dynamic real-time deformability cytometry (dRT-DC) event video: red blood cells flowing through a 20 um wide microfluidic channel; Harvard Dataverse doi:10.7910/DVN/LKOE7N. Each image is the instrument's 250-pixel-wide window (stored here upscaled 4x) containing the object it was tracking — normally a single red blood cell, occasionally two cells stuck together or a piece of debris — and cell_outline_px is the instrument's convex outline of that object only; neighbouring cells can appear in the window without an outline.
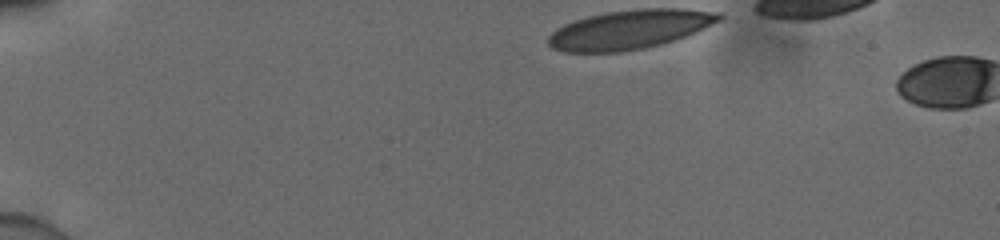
{"species": "human", "species_latin": "Homo sapiens", "temperature_condition": "cold", "stored_images_in_passage": 2, "camera_frame_rate_fps": 3000, "um_per_image_px": 0.085, "donor": {"sex": "male"}, "frame": {"image": 1, "passage_image": 1, "time_ms": 0.0, "image_size_px": [1000, 240], "cell_outline_px": [[716, 16], [712, 20], [696, 28], [660, 40], [556, 44], [552, 40], [564, 28], [588, 20], [604, 16], [628, 12], [696, 12]], "centroid_in_image_um": [53.73, 2.32], "position_along_channel_um": 31.3, "area_um2": 25.37}}